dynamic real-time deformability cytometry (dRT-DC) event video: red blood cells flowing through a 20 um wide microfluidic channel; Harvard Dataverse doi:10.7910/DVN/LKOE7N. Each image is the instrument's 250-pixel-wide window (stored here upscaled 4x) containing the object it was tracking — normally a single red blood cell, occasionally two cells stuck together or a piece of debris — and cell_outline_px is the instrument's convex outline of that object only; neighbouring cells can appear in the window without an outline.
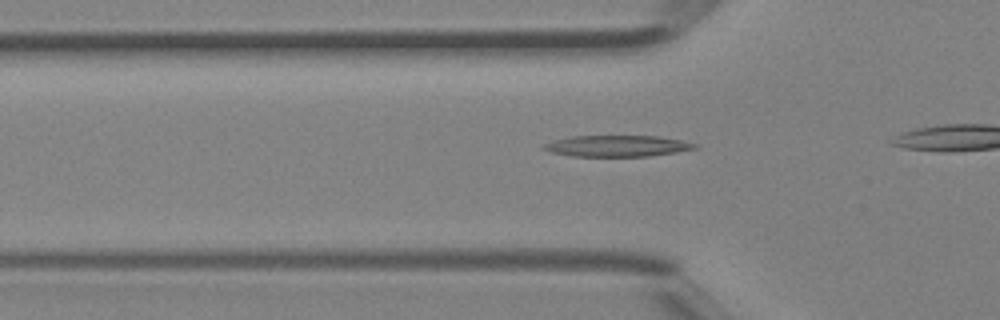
{"species": "Egyptian fruit bat (a non-hibernating species)", "species_latin": "Rousettus aegyptiacus", "temperature_condition": "room temperature", "stored_images_in_passage": 13, "camera_frame_rate_fps": 3000, "um_per_image_px": 0.085, "animal": {"sex": "female"}, "frame": {"image": 1, "passage_image": 8, "time_ms": 2.333, "image_size_px": [1000, 320], "cell_outline_px": [[700, 148], [676, 152], [648, 156], [572, 156], [552, 152], [540, 148], [544, 144], [552, 140], [572, 136], [656, 136], [680, 140], [700, 144]], "centroid_in_image_um": [52.48, 12.4], "position_along_channel_um": 73.3, "area_um2": 18.73}}
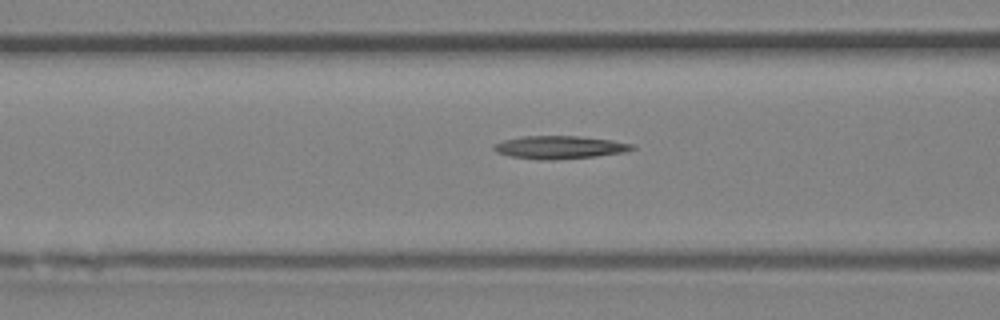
{"frame": {"image": 2, "passage_image": 11, "time_ms": 3.333, "image_size_px": [1000, 320], "cell_outline_px": [[636, 148], [628, 152], [596, 156], [556, 160], [540, 160], [512, 156], [496, 152], [492, 148], [492, 144], [504, 140], [524, 136], [580, 136], [612, 140], [636, 144]], "centroid_in_image_um": [47.62, 12.52], "position_along_channel_um": 119.0, "area_um2": 18.73}}